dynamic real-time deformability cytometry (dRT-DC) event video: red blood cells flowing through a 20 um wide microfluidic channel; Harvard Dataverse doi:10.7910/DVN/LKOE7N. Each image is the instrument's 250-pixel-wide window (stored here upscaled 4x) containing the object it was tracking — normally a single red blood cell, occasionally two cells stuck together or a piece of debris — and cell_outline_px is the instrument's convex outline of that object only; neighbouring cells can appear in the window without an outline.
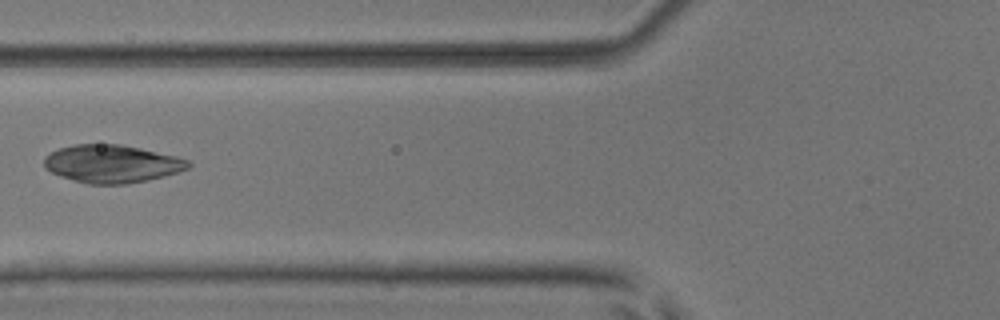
{"species": "common noctule bat (a hibernating species)", "species_latin": "Nyctalus noctula", "temperature_condition": "room temperature", "stored_images_in_passage": 7, "camera_frame_rate_fps": 3000, "um_per_image_px": 0.085, "animal": {"sex": "male", "body_mass_g": 17.9, "forearm_length_mm": 54.2}, "frame": {"image": 1, "passage_image": 6, "time_ms": 1.667, "image_size_px": [1000, 320], "cell_outline_px": [[192, 164], [188, 168], [180, 172], [148, 180], [128, 184], [88, 184], [60, 176], [44, 168], [44, 156], [60, 148], [72, 144], [120, 144], [140, 148], [176, 156], [188, 160]], "centroid_in_image_um": [9.51, 13.92], "position_along_channel_um": 116.3, "area_um2": 31.91}}
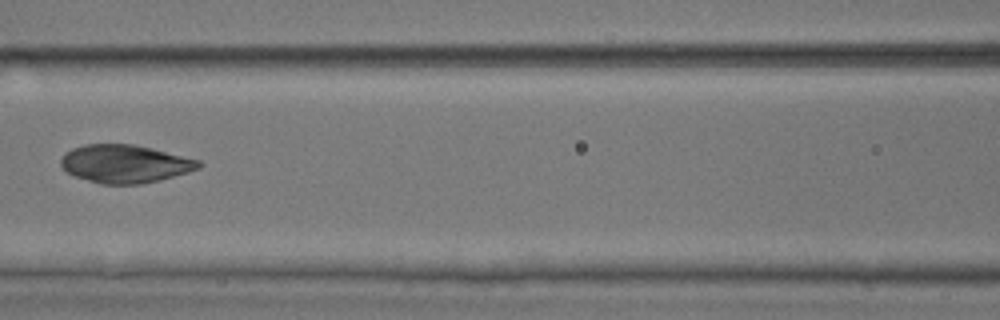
{"frame": {"image": 2, "passage_image": 7, "time_ms": 2.0, "image_size_px": [1000, 320], "cell_outline_px": [[204, 164], [200, 168], [188, 172], [160, 180], [140, 184], [100, 184], [72, 176], [60, 164], [60, 160], [64, 152], [72, 148], [84, 144], [132, 144], [152, 148], [200, 160]], "centroid_in_image_um": [10.61, 13.92], "position_along_channel_um": 156.0, "area_um2": 30.81}}